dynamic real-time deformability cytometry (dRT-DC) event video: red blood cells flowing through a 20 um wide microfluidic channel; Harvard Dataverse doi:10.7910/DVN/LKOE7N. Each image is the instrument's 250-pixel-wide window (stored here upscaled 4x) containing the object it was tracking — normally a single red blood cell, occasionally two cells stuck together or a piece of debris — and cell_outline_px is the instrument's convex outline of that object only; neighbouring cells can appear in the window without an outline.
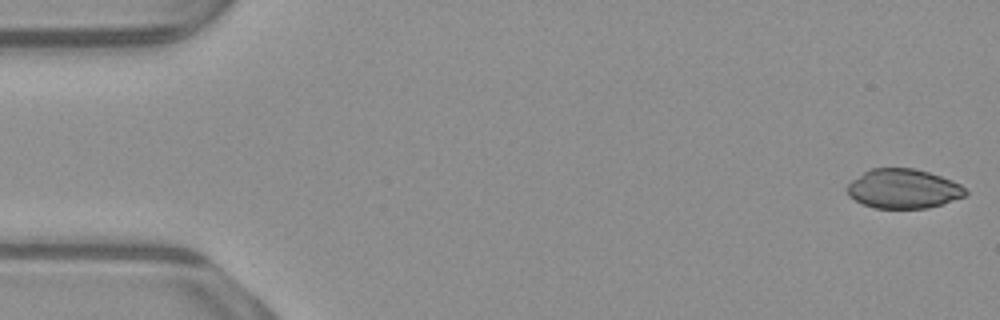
{"species": "common noctule bat (a hibernating species)", "species_latin": "Nyctalus noctula", "temperature_condition": "warm", "stored_images_in_passage": 53, "camera_frame_rate_fps": 3000, "um_per_image_px": 0.085, "animal": {"sex": "male", "body_mass_g": 23.1, "forearm_length_mm": 52.7}, "frame": {"image": 1, "passage_image": 1, "time_ms": 0.0, "image_size_px": [1000, 320], "cell_outline_px": [[968, 192], [964, 196], [928, 208], [876, 208], [864, 204], [848, 196], [848, 184], [852, 180], [864, 172], [872, 168], [912, 168], [928, 172], [952, 180], [960, 184]], "centroid_in_image_um": [76.78, 16.04], "position_along_channel_um": 8.2, "area_um2": 26.82}}